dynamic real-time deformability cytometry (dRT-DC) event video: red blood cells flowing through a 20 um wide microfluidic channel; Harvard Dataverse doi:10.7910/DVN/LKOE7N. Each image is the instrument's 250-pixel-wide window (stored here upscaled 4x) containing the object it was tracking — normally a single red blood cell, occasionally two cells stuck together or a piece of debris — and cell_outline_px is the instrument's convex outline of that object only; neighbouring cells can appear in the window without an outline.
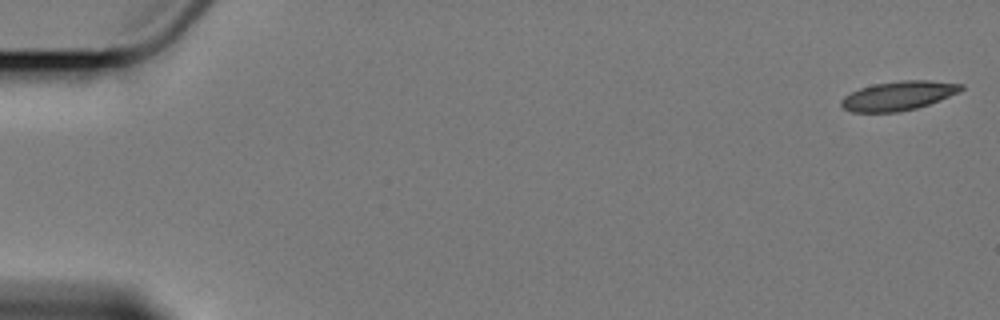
{"species": "Egyptian fruit bat (a non-hibernating species)", "species_latin": "Rousettus aegyptiacus", "temperature_condition": "cold", "stored_images_in_passage": 3, "segment_of_instrument_passage": [2, 2], "camera_frame_rate_fps": 3000, "um_per_image_px": 0.085, "animal": {"sex": "female"}, "frame": {"image": 1, "passage_image": 3, "time_ms": 2.333, "image_size_px": [1000, 320], "cell_outline_px": [[964, 88], [960, 92], [940, 100], [916, 108], [900, 112], [852, 112], [844, 108], [840, 104], [840, 100], [844, 96], [860, 88], [876, 84], [904, 80], [928, 80], [964, 84]], "centroid_in_image_um": [76.38, 8.14], "position_along_channel_um": 8.6, "area_um2": 20.29}}